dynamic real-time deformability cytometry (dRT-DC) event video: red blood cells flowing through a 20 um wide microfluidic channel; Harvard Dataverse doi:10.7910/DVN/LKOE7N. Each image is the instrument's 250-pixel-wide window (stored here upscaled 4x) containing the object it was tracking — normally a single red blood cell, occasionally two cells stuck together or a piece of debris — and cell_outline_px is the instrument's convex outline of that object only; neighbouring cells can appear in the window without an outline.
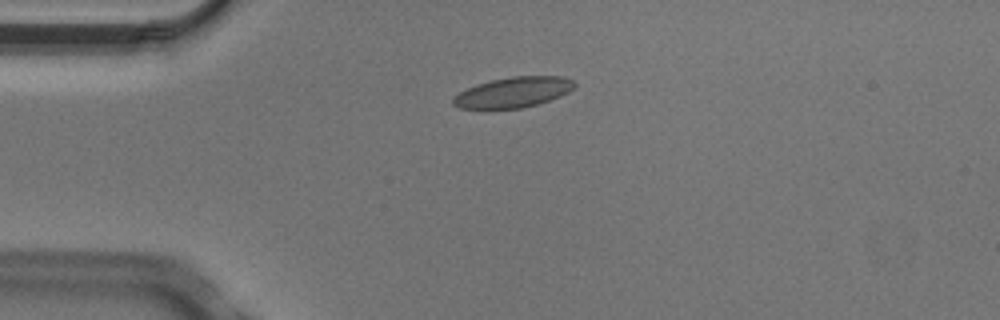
{"species": "Egyptian fruit bat (a non-hibernating species)", "species_latin": "Rousettus aegyptiacus", "temperature_condition": "cold", "stored_images_in_passage": 8, "camera_frame_rate_fps": 3000, "um_per_image_px": 0.085, "animal": {"sex": "male"}, "frame": {"image": 1, "passage_image": 3, "time_ms": 0.667, "image_size_px": [1000, 320], "cell_outline_px": [[576, 84], [568, 92], [560, 96], [524, 108], [484, 112], [460, 108], [452, 104], [452, 96], [476, 84], [492, 80], [512, 76], [564, 76], [572, 80]], "centroid_in_image_um": [43.53, 7.89], "position_along_channel_um": 41.5, "area_um2": 22.25}}
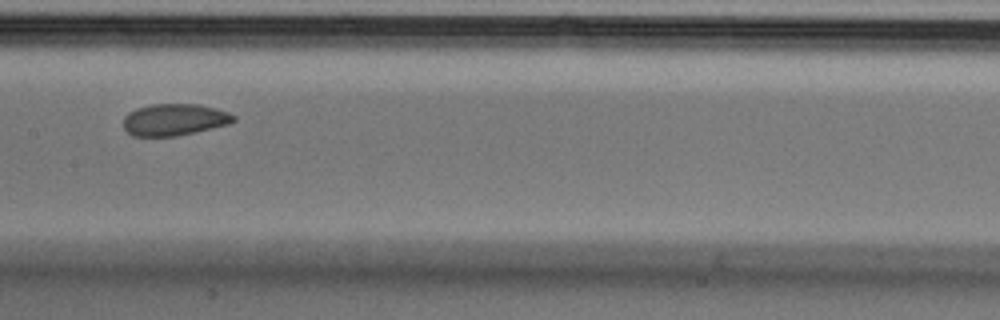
{"frame": {"image": 2, "passage_image": 7, "time_ms": 2.0, "image_size_px": [1000, 320], "cell_outline_px": [[236, 120], [228, 124], [196, 132], [176, 136], [132, 136], [124, 128], [124, 116], [128, 112], [136, 108], [152, 104], [200, 104], [216, 108], [228, 112], [236, 116]], "centroid_in_image_um": [14.82, 10.16], "position_along_channel_um": 192.6, "area_um2": 20.52}}
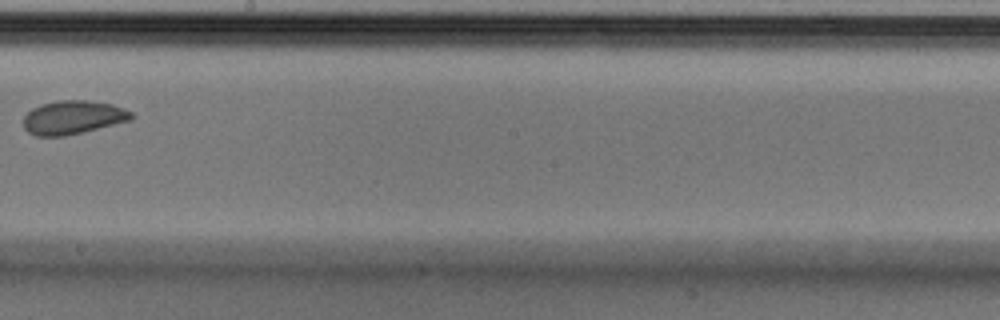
{"frame": {"image": 3, "passage_image": 8, "time_ms": 2.333, "image_size_px": [1000, 320], "cell_outline_px": [[132, 120], [84, 132], [64, 136], [36, 136], [28, 132], [24, 128], [24, 116], [32, 108], [40, 104], [60, 100], [84, 100], [112, 104], [132, 112]], "centroid_in_image_um": [6.19, 9.98], "position_along_channel_um": 242.0, "area_um2": 21.15}}